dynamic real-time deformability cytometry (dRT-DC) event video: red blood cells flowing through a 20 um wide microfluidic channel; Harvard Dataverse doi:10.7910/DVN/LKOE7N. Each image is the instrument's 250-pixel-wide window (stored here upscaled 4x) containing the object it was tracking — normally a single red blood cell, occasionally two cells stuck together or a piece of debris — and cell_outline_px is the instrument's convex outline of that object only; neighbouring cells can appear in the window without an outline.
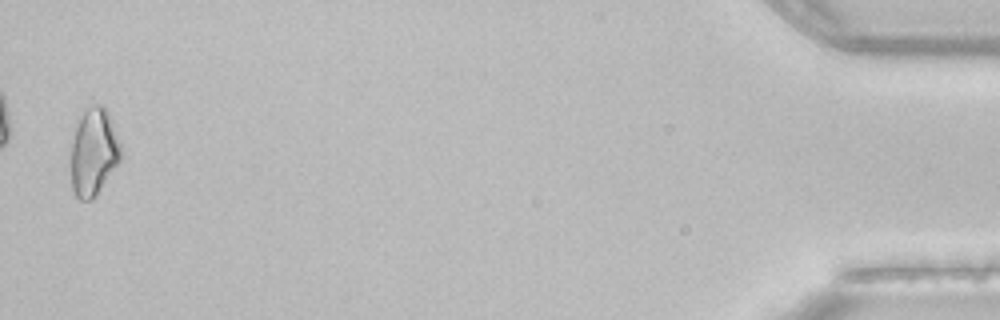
{"species": "common noctule bat (a hibernating species)", "species_latin": "Nyctalus noctula", "temperature_condition": "room temperature", "stored_images_in_passage": 33, "camera_frame_rate_fps": 3000, "um_per_image_px": 0.085, "animal": {"sex": "female", "body_mass_g": 22.7, "forearm_length_mm": 54.2}, "frame": {"image": 1, "passage_image": 33, "time_ms": 10.667, "image_size_px": [1000, 320], "cell_outline_px": [[124, 148], [120, 160], [96, 196], [92, 200], [80, 200], [76, 196], [72, 188], [72, 140], [76, 120], [92, 104], [104, 104], [108, 112]], "centroid_in_image_um": [7.99, 12.88], "position_along_channel_um": 427.2, "area_um2": 25.78}}